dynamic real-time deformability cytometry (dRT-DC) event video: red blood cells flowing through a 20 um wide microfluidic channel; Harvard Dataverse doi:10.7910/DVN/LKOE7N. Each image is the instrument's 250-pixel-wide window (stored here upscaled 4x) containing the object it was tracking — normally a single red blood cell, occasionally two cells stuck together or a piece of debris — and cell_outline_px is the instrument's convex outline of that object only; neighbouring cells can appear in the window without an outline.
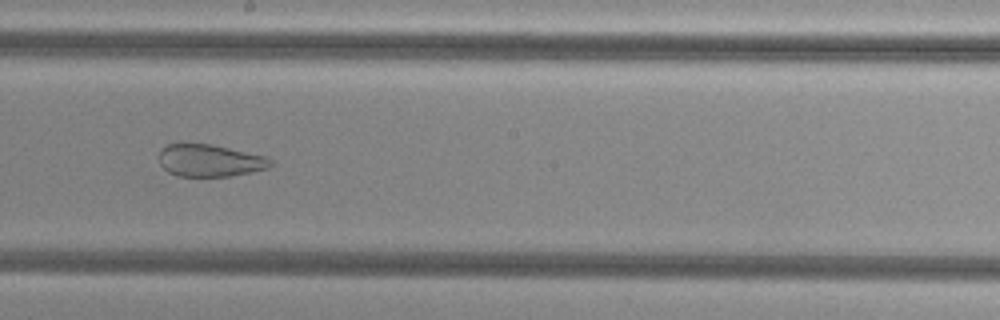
{"species": "common noctule bat (a hibernating species)", "species_latin": "Nyctalus noctula", "temperature_condition": "cold", "stored_images_in_passage": 51, "camera_frame_rate_fps": 3000, "um_per_image_px": 0.085, "animal": {"sex": "female", "body_mass_g": 29.2, "forearm_length_mm": 56.3}, "frame": {"image": 1, "passage_image": 31, "time_ms": 10.0, "image_size_px": [1000, 320], "cell_outline_px": [[272, 164], [268, 168], [252, 172], [228, 176], [176, 176], [168, 172], [160, 164], [160, 148], [168, 144], [212, 144], [264, 156], [272, 160]], "centroid_in_image_um": [17.82, 13.65], "position_along_channel_um": 230.4, "area_um2": 20.81}}
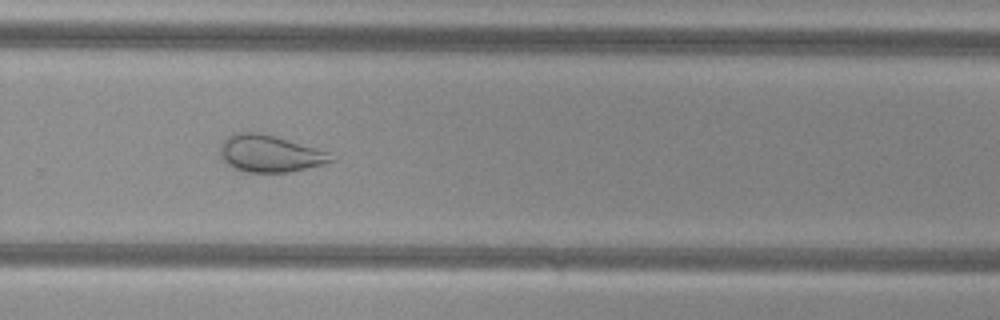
{"frame": {"image": 2, "passage_image": 37, "time_ms": 12.0, "image_size_px": [1000, 320], "cell_outline_px": [[336, 160], [324, 164], [288, 172], [244, 172], [232, 168], [220, 156], [220, 144], [228, 136], [236, 132], [260, 132], [316, 148], [328, 152]], "centroid_in_image_um": [22.9, 13.06], "position_along_channel_um": 306.9, "area_um2": 23.81}}
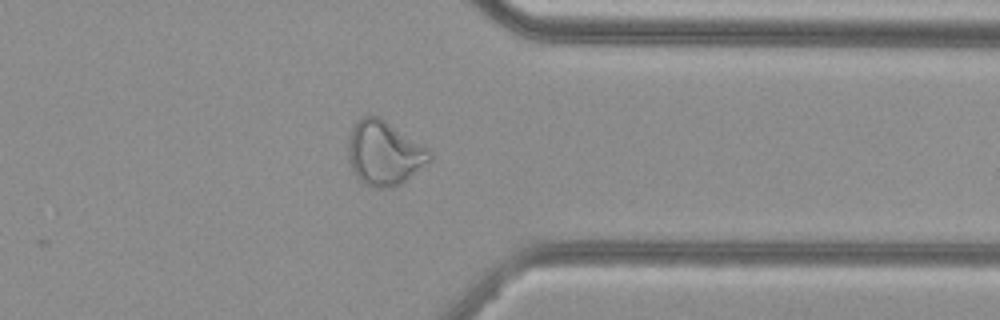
{"frame": {"image": 3, "passage_image": 43, "time_ms": 14.0, "image_size_px": [1000, 320], "cell_outline_px": [[432, 160], [400, 184], [392, 188], [376, 188], [364, 184], [356, 176], [348, 160], [348, 140], [352, 128], [360, 116], [380, 116], [432, 148]], "centroid_in_image_um": [32.7, 12.99], "position_along_channel_um": 378.7, "area_um2": 31.21}}